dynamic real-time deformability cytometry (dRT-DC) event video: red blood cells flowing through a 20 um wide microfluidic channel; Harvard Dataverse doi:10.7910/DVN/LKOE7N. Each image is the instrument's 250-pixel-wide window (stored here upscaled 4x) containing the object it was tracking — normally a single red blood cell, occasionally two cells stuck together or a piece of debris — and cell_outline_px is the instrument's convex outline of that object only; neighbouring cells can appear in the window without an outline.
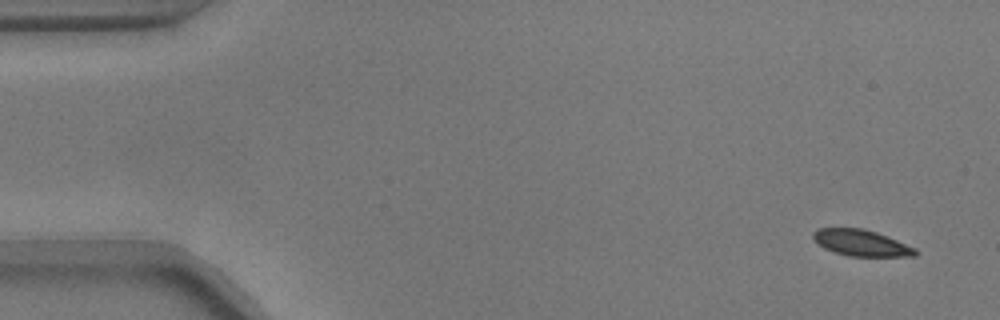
{"species": "common noctule bat (a hibernating species)", "species_latin": "Nyctalus noctula", "temperature_condition": "warm", "stored_images_in_passage": 11, "camera_frame_rate_fps": 3000, "um_per_image_px": 0.085, "animal": {"sex": "male", "body_mass_g": 17.9}, "frame": {"image": 1, "passage_image": 1, "time_ms": 0.0, "image_size_px": [1000, 320], "cell_outline_px": [[916, 256], [848, 256], [824, 248], [812, 236], [812, 232], [820, 228], [864, 228], [876, 232], [916, 248]], "centroid_in_image_um": [73.2, 20.64], "position_along_channel_um": 11.8, "area_um2": 15.37}}